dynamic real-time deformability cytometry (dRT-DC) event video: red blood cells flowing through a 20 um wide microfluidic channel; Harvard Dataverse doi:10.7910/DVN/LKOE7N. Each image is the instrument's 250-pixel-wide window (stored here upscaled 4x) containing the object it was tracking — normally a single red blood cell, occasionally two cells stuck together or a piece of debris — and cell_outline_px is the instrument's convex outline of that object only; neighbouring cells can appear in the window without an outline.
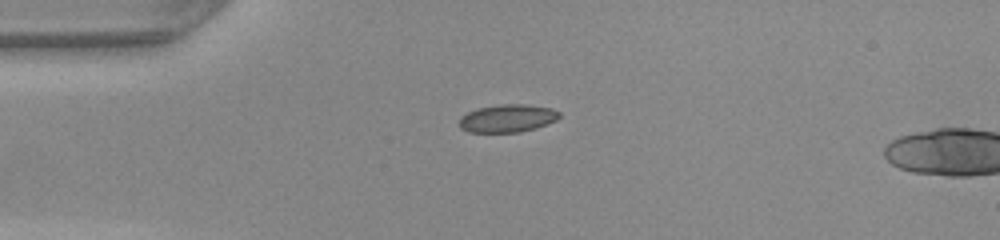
{"species": "common noctule bat (a hibernating species)", "species_latin": "Nyctalus noctula", "temperature_condition": "warm", "stored_images_in_passage": 3, "camera_frame_rate_fps": 3000, "um_per_image_px": 0.085, "animal": {"sex": "female", "body_mass_g": 22.0, "forearm_length_mm": 56.7}, "frame": {"image": 1, "passage_image": 1, "time_ms": 0.0, "image_size_px": [1000, 240], "cell_outline_px": [[560, 116], [556, 120], [536, 128], [520, 132], [468, 132], [460, 128], [460, 116], [476, 108], [500, 104], [528, 104], [552, 108], [560, 112]], "centroid_in_image_um": [43.14, 10.05], "position_along_channel_um": 41.9, "area_um2": 16.36}}